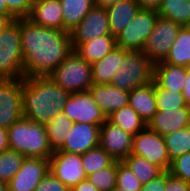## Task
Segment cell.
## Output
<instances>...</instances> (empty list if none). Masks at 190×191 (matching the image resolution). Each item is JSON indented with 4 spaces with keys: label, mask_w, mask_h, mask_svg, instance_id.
<instances>
[{
    "label": "cell",
    "mask_w": 190,
    "mask_h": 191,
    "mask_svg": "<svg viewBox=\"0 0 190 191\" xmlns=\"http://www.w3.org/2000/svg\"><path fill=\"white\" fill-rule=\"evenodd\" d=\"M22 79H4L0 82V127L9 129L23 118Z\"/></svg>",
    "instance_id": "10"
},
{
    "label": "cell",
    "mask_w": 190,
    "mask_h": 191,
    "mask_svg": "<svg viewBox=\"0 0 190 191\" xmlns=\"http://www.w3.org/2000/svg\"><path fill=\"white\" fill-rule=\"evenodd\" d=\"M181 27L180 24L158 15L142 50L153 64L165 60Z\"/></svg>",
    "instance_id": "8"
},
{
    "label": "cell",
    "mask_w": 190,
    "mask_h": 191,
    "mask_svg": "<svg viewBox=\"0 0 190 191\" xmlns=\"http://www.w3.org/2000/svg\"><path fill=\"white\" fill-rule=\"evenodd\" d=\"M70 95L50 77H25L22 85L23 116L45 125L62 113Z\"/></svg>",
    "instance_id": "2"
},
{
    "label": "cell",
    "mask_w": 190,
    "mask_h": 191,
    "mask_svg": "<svg viewBox=\"0 0 190 191\" xmlns=\"http://www.w3.org/2000/svg\"><path fill=\"white\" fill-rule=\"evenodd\" d=\"M114 162L115 160L100 145L82 154V164L87 176L111 166Z\"/></svg>",
    "instance_id": "32"
},
{
    "label": "cell",
    "mask_w": 190,
    "mask_h": 191,
    "mask_svg": "<svg viewBox=\"0 0 190 191\" xmlns=\"http://www.w3.org/2000/svg\"><path fill=\"white\" fill-rule=\"evenodd\" d=\"M0 191H9L8 184L5 182H0Z\"/></svg>",
    "instance_id": "49"
},
{
    "label": "cell",
    "mask_w": 190,
    "mask_h": 191,
    "mask_svg": "<svg viewBox=\"0 0 190 191\" xmlns=\"http://www.w3.org/2000/svg\"><path fill=\"white\" fill-rule=\"evenodd\" d=\"M0 78L2 80L25 78L20 19L13 20L0 33Z\"/></svg>",
    "instance_id": "5"
},
{
    "label": "cell",
    "mask_w": 190,
    "mask_h": 191,
    "mask_svg": "<svg viewBox=\"0 0 190 191\" xmlns=\"http://www.w3.org/2000/svg\"><path fill=\"white\" fill-rule=\"evenodd\" d=\"M63 32H71L95 6L94 0H60Z\"/></svg>",
    "instance_id": "25"
},
{
    "label": "cell",
    "mask_w": 190,
    "mask_h": 191,
    "mask_svg": "<svg viewBox=\"0 0 190 191\" xmlns=\"http://www.w3.org/2000/svg\"><path fill=\"white\" fill-rule=\"evenodd\" d=\"M158 13L155 10L140 9L135 17L116 36L117 47L128 51H142L153 31Z\"/></svg>",
    "instance_id": "7"
},
{
    "label": "cell",
    "mask_w": 190,
    "mask_h": 191,
    "mask_svg": "<svg viewBox=\"0 0 190 191\" xmlns=\"http://www.w3.org/2000/svg\"><path fill=\"white\" fill-rule=\"evenodd\" d=\"M112 191H125V190L118 188V187H115Z\"/></svg>",
    "instance_id": "50"
},
{
    "label": "cell",
    "mask_w": 190,
    "mask_h": 191,
    "mask_svg": "<svg viewBox=\"0 0 190 191\" xmlns=\"http://www.w3.org/2000/svg\"><path fill=\"white\" fill-rule=\"evenodd\" d=\"M14 19L9 14H0V33L13 21Z\"/></svg>",
    "instance_id": "46"
},
{
    "label": "cell",
    "mask_w": 190,
    "mask_h": 191,
    "mask_svg": "<svg viewBox=\"0 0 190 191\" xmlns=\"http://www.w3.org/2000/svg\"><path fill=\"white\" fill-rule=\"evenodd\" d=\"M117 161L111 166L98 170L87 176V179L99 191H112L116 187Z\"/></svg>",
    "instance_id": "35"
},
{
    "label": "cell",
    "mask_w": 190,
    "mask_h": 191,
    "mask_svg": "<svg viewBox=\"0 0 190 191\" xmlns=\"http://www.w3.org/2000/svg\"><path fill=\"white\" fill-rule=\"evenodd\" d=\"M131 154L144 157L164 171L170 169L172 161L168 155L164 137L148 126L133 135Z\"/></svg>",
    "instance_id": "9"
},
{
    "label": "cell",
    "mask_w": 190,
    "mask_h": 191,
    "mask_svg": "<svg viewBox=\"0 0 190 191\" xmlns=\"http://www.w3.org/2000/svg\"><path fill=\"white\" fill-rule=\"evenodd\" d=\"M129 106L139 114L147 125L157 112L155 82L129 91Z\"/></svg>",
    "instance_id": "20"
},
{
    "label": "cell",
    "mask_w": 190,
    "mask_h": 191,
    "mask_svg": "<svg viewBox=\"0 0 190 191\" xmlns=\"http://www.w3.org/2000/svg\"><path fill=\"white\" fill-rule=\"evenodd\" d=\"M88 91L106 118L114 111L129 105V91L114 87L110 83L93 84Z\"/></svg>",
    "instance_id": "17"
},
{
    "label": "cell",
    "mask_w": 190,
    "mask_h": 191,
    "mask_svg": "<svg viewBox=\"0 0 190 191\" xmlns=\"http://www.w3.org/2000/svg\"><path fill=\"white\" fill-rule=\"evenodd\" d=\"M62 112L73 123L101 126L107 120L89 91L71 94Z\"/></svg>",
    "instance_id": "12"
},
{
    "label": "cell",
    "mask_w": 190,
    "mask_h": 191,
    "mask_svg": "<svg viewBox=\"0 0 190 191\" xmlns=\"http://www.w3.org/2000/svg\"><path fill=\"white\" fill-rule=\"evenodd\" d=\"M70 191H99L88 179L70 188Z\"/></svg>",
    "instance_id": "44"
},
{
    "label": "cell",
    "mask_w": 190,
    "mask_h": 191,
    "mask_svg": "<svg viewBox=\"0 0 190 191\" xmlns=\"http://www.w3.org/2000/svg\"><path fill=\"white\" fill-rule=\"evenodd\" d=\"M10 149L8 129L0 127V153Z\"/></svg>",
    "instance_id": "43"
},
{
    "label": "cell",
    "mask_w": 190,
    "mask_h": 191,
    "mask_svg": "<svg viewBox=\"0 0 190 191\" xmlns=\"http://www.w3.org/2000/svg\"><path fill=\"white\" fill-rule=\"evenodd\" d=\"M9 147L25 157L47 158L54 152L44 124L21 118L9 129Z\"/></svg>",
    "instance_id": "3"
},
{
    "label": "cell",
    "mask_w": 190,
    "mask_h": 191,
    "mask_svg": "<svg viewBox=\"0 0 190 191\" xmlns=\"http://www.w3.org/2000/svg\"><path fill=\"white\" fill-rule=\"evenodd\" d=\"M28 19L36 25L63 31L61 1L34 0Z\"/></svg>",
    "instance_id": "19"
},
{
    "label": "cell",
    "mask_w": 190,
    "mask_h": 191,
    "mask_svg": "<svg viewBox=\"0 0 190 191\" xmlns=\"http://www.w3.org/2000/svg\"><path fill=\"white\" fill-rule=\"evenodd\" d=\"M140 6L135 0H120L106 8L111 35L116 37L139 12Z\"/></svg>",
    "instance_id": "23"
},
{
    "label": "cell",
    "mask_w": 190,
    "mask_h": 191,
    "mask_svg": "<svg viewBox=\"0 0 190 191\" xmlns=\"http://www.w3.org/2000/svg\"><path fill=\"white\" fill-rule=\"evenodd\" d=\"M9 15L14 19L28 18L34 0H5Z\"/></svg>",
    "instance_id": "38"
},
{
    "label": "cell",
    "mask_w": 190,
    "mask_h": 191,
    "mask_svg": "<svg viewBox=\"0 0 190 191\" xmlns=\"http://www.w3.org/2000/svg\"><path fill=\"white\" fill-rule=\"evenodd\" d=\"M142 183L124 162H117L116 187L125 191H141Z\"/></svg>",
    "instance_id": "36"
},
{
    "label": "cell",
    "mask_w": 190,
    "mask_h": 191,
    "mask_svg": "<svg viewBox=\"0 0 190 191\" xmlns=\"http://www.w3.org/2000/svg\"><path fill=\"white\" fill-rule=\"evenodd\" d=\"M49 171L69 188L87 179L81 154L55 150L49 158Z\"/></svg>",
    "instance_id": "11"
},
{
    "label": "cell",
    "mask_w": 190,
    "mask_h": 191,
    "mask_svg": "<svg viewBox=\"0 0 190 191\" xmlns=\"http://www.w3.org/2000/svg\"><path fill=\"white\" fill-rule=\"evenodd\" d=\"M157 111H170L187 106L182 92H174L160 88L155 83Z\"/></svg>",
    "instance_id": "34"
},
{
    "label": "cell",
    "mask_w": 190,
    "mask_h": 191,
    "mask_svg": "<svg viewBox=\"0 0 190 191\" xmlns=\"http://www.w3.org/2000/svg\"><path fill=\"white\" fill-rule=\"evenodd\" d=\"M49 77L70 94L86 92L93 85L92 65L84 61L75 50H72Z\"/></svg>",
    "instance_id": "6"
},
{
    "label": "cell",
    "mask_w": 190,
    "mask_h": 191,
    "mask_svg": "<svg viewBox=\"0 0 190 191\" xmlns=\"http://www.w3.org/2000/svg\"><path fill=\"white\" fill-rule=\"evenodd\" d=\"M65 137L64 144L58 150L82 155L99 146L100 125L73 123Z\"/></svg>",
    "instance_id": "16"
},
{
    "label": "cell",
    "mask_w": 190,
    "mask_h": 191,
    "mask_svg": "<svg viewBox=\"0 0 190 191\" xmlns=\"http://www.w3.org/2000/svg\"><path fill=\"white\" fill-rule=\"evenodd\" d=\"M107 119L132 135H136L147 126L139 114L129 105L114 111Z\"/></svg>",
    "instance_id": "27"
},
{
    "label": "cell",
    "mask_w": 190,
    "mask_h": 191,
    "mask_svg": "<svg viewBox=\"0 0 190 191\" xmlns=\"http://www.w3.org/2000/svg\"><path fill=\"white\" fill-rule=\"evenodd\" d=\"M169 173L176 178L190 183V152L173 159Z\"/></svg>",
    "instance_id": "37"
},
{
    "label": "cell",
    "mask_w": 190,
    "mask_h": 191,
    "mask_svg": "<svg viewBox=\"0 0 190 191\" xmlns=\"http://www.w3.org/2000/svg\"><path fill=\"white\" fill-rule=\"evenodd\" d=\"M70 34L73 50L97 37L111 35L106 9L94 6Z\"/></svg>",
    "instance_id": "13"
},
{
    "label": "cell",
    "mask_w": 190,
    "mask_h": 191,
    "mask_svg": "<svg viewBox=\"0 0 190 191\" xmlns=\"http://www.w3.org/2000/svg\"><path fill=\"white\" fill-rule=\"evenodd\" d=\"M166 186V171L157 178L142 185L141 191H164Z\"/></svg>",
    "instance_id": "41"
},
{
    "label": "cell",
    "mask_w": 190,
    "mask_h": 191,
    "mask_svg": "<svg viewBox=\"0 0 190 191\" xmlns=\"http://www.w3.org/2000/svg\"><path fill=\"white\" fill-rule=\"evenodd\" d=\"M163 137L171 161L190 152V125Z\"/></svg>",
    "instance_id": "31"
},
{
    "label": "cell",
    "mask_w": 190,
    "mask_h": 191,
    "mask_svg": "<svg viewBox=\"0 0 190 191\" xmlns=\"http://www.w3.org/2000/svg\"><path fill=\"white\" fill-rule=\"evenodd\" d=\"M164 191H190V183L172 176L166 171V186Z\"/></svg>",
    "instance_id": "40"
},
{
    "label": "cell",
    "mask_w": 190,
    "mask_h": 191,
    "mask_svg": "<svg viewBox=\"0 0 190 191\" xmlns=\"http://www.w3.org/2000/svg\"><path fill=\"white\" fill-rule=\"evenodd\" d=\"M133 135L108 119L100 126L99 145L117 162L124 161L132 151Z\"/></svg>",
    "instance_id": "14"
},
{
    "label": "cell",
    "mask_w": 190,
    "mask_h": 191,
    "mask_svg": "<svg viewBox=\"0 0 190 191\" xmlns=\"http://www.w3.org/2000/svg\"><path fill=\"white\" fill-rule=\"evenodd\" d=\"M49 172V159L26 157L21 168L8 183L9 191H35Z\"/></svg>",
    "instance_id": "15"
},
{
    "label": "cell",
    "mask_w": 190,
    "mask_h": 191,
    "mask_svg": "<svg viewBox=\"0 0 190 191\" xmlns=\"http://www.w3.org/2000/svg\"><path fill=\"white\" fill-rule=\"evenodd\" d=\"M26 157L15 150L8 149L0 153V182L9 183L21 168Z\"/></svg>",
    "instance_id": "33"
},
{
    "label": "cell",
    "mask_w": 190,
    "mask_h": 191,
    "mask_svg": "<svg viewBox=\"0 0 190 191\" xmlns=\"http://www.w3.org/2000/svg\"><path fill=\"white\" fill-rule=\"evenodd\" d=\"M0 14H9L5 0H0Z\"/></svg>",
    "instance_id": "48"
},
{
    "label": "cell",
    "mask_w": 190,
    "mask_h": 191,
    "mask_svg": "<svg viewBox=\"0 0 190 191\" xmlns=\"http://www.w3.org/2000/svg\"><path fill=\"white\" fill-rule=\"evenodd\" d=\"M164 62L190 67V26H182Z\"/></svg>",
    "instance_id": "26"
},
{
    "label": "cell",
    "mask_w": 190,
    "mask_h": 191,
    "mask_svg": "<svg viewBox=\"0 0 190 191\" xmlns=\"http://www.w3.org/2000/svg\"><path fill=\"white\" fill-rule=\"evenodd\" d=\"M35 191H70V188L58 180L50 171L42 178Z\"/></svg>",
    "instance_id": "39"
},
{
    "label": "cell",
    "mask_w": 190,
    "mask_h": 191,
    "mask_svg": "<svg viewBox=\"0 0 190 191\" xmlns=\"http://www.w3.org/2000/svg\"><path fill=\"white\" fill-rule=\"evenodd\" d=\"M128 52V50L116 47L102 59L94 62L92 64L93 84L111 83L113 75L121 66V62Z\"/></svg>",
    "instance_id": "22"
},
{
    "label": "cell",
    "mask_w": 190,
    "mask_h": 191,
    "mask_svg": "<svg viewBox=\"0 0 190 191\" xmlns=\"http://www.w3.org/2000/svg\"><path fill=\"white\" fill-rule=\"evenodd\" d=\"M73 122L62 112L45 124L48 141L53 151L58 150L71 130Z\"/></svg>",
    "instance_id": "29"
},
{
    "label": "cell",
    "mask_w": 190,
    "mask_h": 191,
    "mask_svg": "<svg viewBox=\"0 0 190 191\" xmlns=\"http://www.w3.org/2000/svg\"><path fill=\"white\" fill-rule=\"evenodd\" d=\"M153 75L154 64L143 51H129L113 75L110 84L119 89L131 91L153 82Z\"/></svg>",
    "instance_id": "4"
},
{
    "label": "cell",
    "mask_w": 190,
    "mask_h": 191,
    "mask_svg": "<svg viewBox=\"0 0 190 191\" xmlns=\"http://www.w3.org/2000/svg\"><path fill=\"white\" fill-rule=\"evenodd\" d=\"M140 9L155 10L157 11L162 4L163 0H135Z\"/></svg>",
    "instance_id": "42"
},
{
    "label": "cell",
    "mask_w": 190,
    "mask_h": 191,
    "mask_svg": "<svg viewBox=\"0 0 190 191\" xmlns=\"http://www.w3.org/2000/svg\"><path fill=\"white\" fill-rule=\"evenodd\" d=\"M124 162L142 184L157 178L164 172L158 165L138 155L130 154Z\"/></svg>",
    "instance_id": "30"
},
{
    "label": "cell",
    "mask_w": 190,
    "mask_h": 191,
    "mask_svg": "<svg viewBox=\"0 0 190 191\" xmlns=\"http://www.w3.org/2000/svg\"><path fill=\"white\" fill-rule=\"evenodd\" d=\"M190 125V107L185 106L170 111H157L147 126L161 136Z\"/></svg>",
    "instance_id": "18"
},
{
    "label": "cell",
    "mask_w": 190,
    "mask_h": 191,
    "mask_svg": "<svg viewBox=\"0 0 190 191\" xmlns=\"http://www.w3.org/2000/svg\"><path fill=\"white\" fill-rule=\"evenodd\" d=\"M157 13L181 26H190V0H163Z\"/></svg>",
    "instance_id": "28"
},
{
    "label": "cell",
    "mask_w": 190,
    "mask_h": 191,
    "mask_svg": "<svg viewBox=\"0 0 190 191\" xmlns=\"http://www.w3.org/2000/svg\"><path fill=\"white\" fill-rule=\"evenodd\" d=\"M24 77H49L72 52L70 32L58 31L20 19Z\"/></svg>",
    "instance_id": "1"
},
{
    "label": "cell",
    "mask_w": 190,
    "mask_h": 191,
    "mask_svg": "<svg viewBox=\"0 0 190 191\" xmlns=\"http://www.w3.org/2000/svg\"><path fill=\"white\" fill-rule=\"evenodd\" d=\"M94 1H95V6L103 7L106 9V8L116 4L120 0H94Z\"/></svg>",
    "instance_id": "47"
},
{
    "label": "cell",
    "mask_w": 190,
    "mask_h": 191,
    "mask_svg": "<svg viewBox=\"0 0 190 191\" xmlns=\"http://www.w3.org/2000/svg\"><path fill=\"white\" fill-rule=\"evenodd\" d=\"M116 47V37L113 35H104L80 44L75 51L84 61L92 65Z\"/></svg>",
    "instance_id": "24"
},
{
    "label": "cell",
    "mask_w": 190,
    "mask_h": 191,
    "mask_svg": "<svg viewBox=\"0 0 190 191\" xmlns=\"http://www.w3.org/2000/svg\"><path fill=\"white\" fill-rule=\"evenodd\" d=\"M183 96L187 106L190 107V67H187L186 77L183 88Z\"/></svg>",
    "instance_id": "45"
},
{
    "label": "cell",
    "mask_w": 190,
    "mask_h": 191,
    "mask_svg": "<svg viewBox=\"0 0 190 191\" xmlns=\"http://www.w3.org/2000/svg\"><path fill=\"white\" fill-rule=\"evenodd\" d=\"M186 71L187 67L160 61L154 64L153 81L162 89L183 93Z\"/></svg>",
    "instance_id": "21"
}]
</instances>
